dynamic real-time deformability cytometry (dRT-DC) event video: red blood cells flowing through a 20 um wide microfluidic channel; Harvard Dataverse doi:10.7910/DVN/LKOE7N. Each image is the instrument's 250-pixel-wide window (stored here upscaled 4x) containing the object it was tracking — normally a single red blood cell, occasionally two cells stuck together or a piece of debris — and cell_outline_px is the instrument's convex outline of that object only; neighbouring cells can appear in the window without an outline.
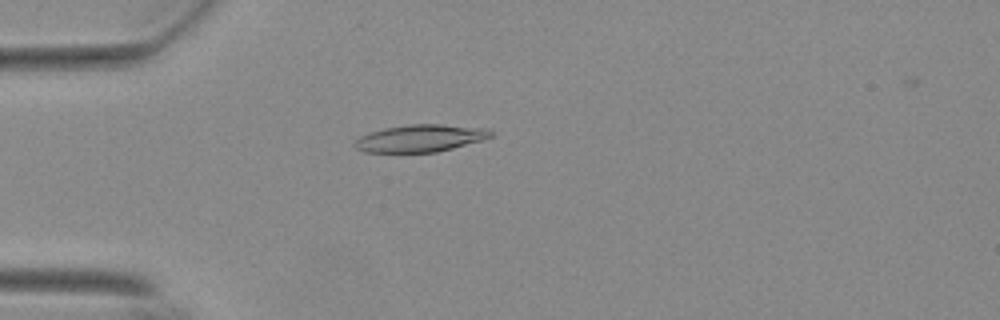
{"species": "Egyptian fruit bat (a non-hibernating species)", "species_latin": "Rousettus aegyptiacus", "temperature_condition": "warm", "stored_images_in_passage": 57, "camera_frame_rate_fps": 3000, "um_per_image_px": 0.085, "animal": {"sex": "female"}, "frame": {"image": 1, "passage_image": 16, "time_ms": 5.0, "image_size_px": [1000, 320], "cell_outline_px": [[492, 136], [480, 140], [452, 148], [436, 152], [364, 152], [356, 148], [352, 144], [360, 136], [368, 132], [384, 128], [408, 124], [440, 124], [488, 128], [492, 132]], "centroid_in_image_um": [35.68, 11.74], "position_along_channel_um": 49.3, "area_um2": 21.56}}
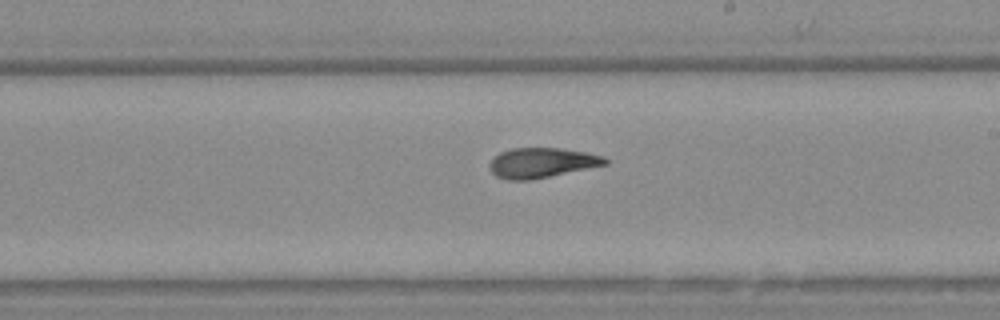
{"frame": {"image": 2, "passage_image": 33, "time_ms": 10.667, "image_size_px": [1000, 320], "cell_outline_px": [[608, 164], [532, 180], [508, 180], [496, 176], [492, 172], [492, 160], [500, 152], [512, 148], [560, 148], [588, 152], [604, 156], [608, 160]], "centroid_in_image_um": [46.11, 13.83], "position_along_channel_um": 242.9, "area_um2": 20.06}}
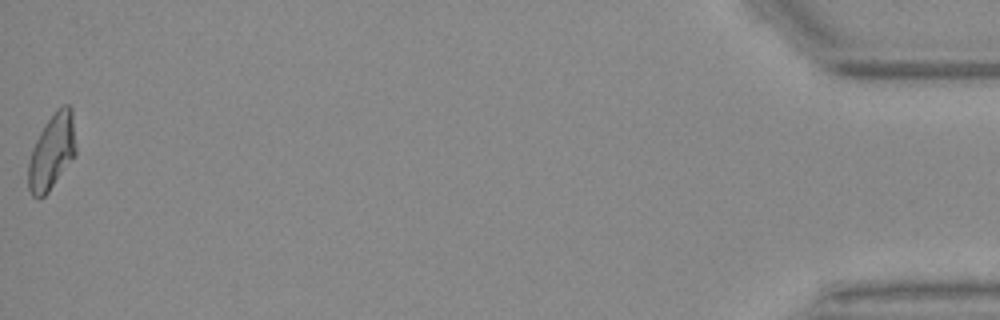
{"frame": {"image": 3, "passage_image": 56, "time_ms": 18.333, "image_size_px": [1000, 320], "cell_outline_px": [[76, 152], [48, 192], [40, 200], [32, 196], [28, 188], [28, 160], [32, 148], [44, 124], [56, 108], [60, 104], [68, 104], [72, 108], [76, 148]], "centroid_in_image_um": [4.39, 12.86], "position_along_channel_um": 430.8, "area_um2": 20.98}}